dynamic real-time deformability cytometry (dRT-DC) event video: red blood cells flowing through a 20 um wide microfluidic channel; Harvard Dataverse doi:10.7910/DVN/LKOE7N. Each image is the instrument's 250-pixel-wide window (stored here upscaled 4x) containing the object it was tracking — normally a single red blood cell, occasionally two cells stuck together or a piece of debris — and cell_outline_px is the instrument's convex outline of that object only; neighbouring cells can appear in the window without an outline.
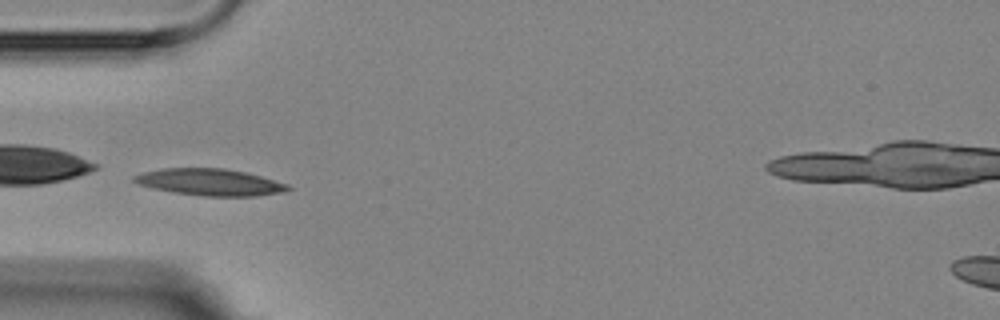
{"species": "Egyptian fruit bat (a non-hibernating species)", "species_latin": "Rousettus aegyptiacus", "temperature_condition": "room temperature", "stored_images_in_passage": 16, "camera_frame_rate_fps": 3000, "um_per_image_px": 0.085, "animal": {"sex": "female"}, "frame": {"image": 1, "passage_image": 6, "time_ms": 5.667, "image_size_px": [1000, 320], "cell_outline_px": [[292, 188], [288, 192], [256, 196], [204, 196], [172, 192], [152, 188], [136, 184], [132, 180], [132, 176], [144, 172], [164, 168], [224, 168], [244, 172], [260, 176], [288, 184]], "centroid_in_image_um": [17.85, 15.49], "position_along_channel_um": 67.2, "area_um2": 24.1}}
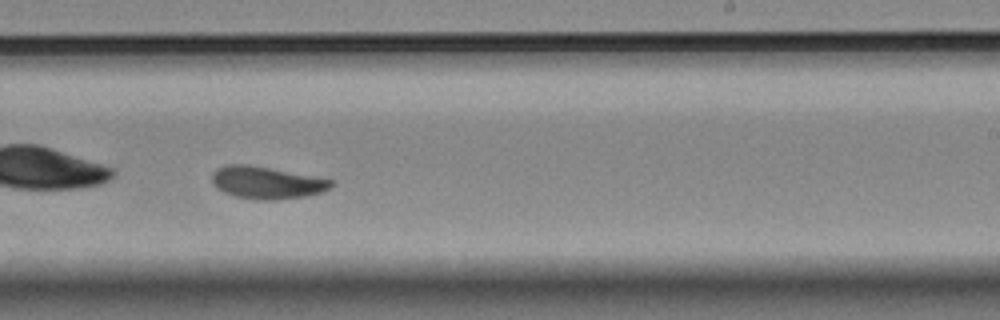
{"frame": {"image": 2, "passage_image": 11, "time_ms": 11.333, "image_size_px": [1000, 320], "cell_outline_px": [[336, 184], [332, 188], [308, 196], [276, 200], [256, 200], [236, 196], [224, 192], [216, 188], [212, 184], [212, 172], [216, 168], [224, 164], [248, 164], [332, 180]], "centroid_in_image_um": [22.63, 15.53], "position_along_channel_um": 266.4, "area_um2": 22.54}}
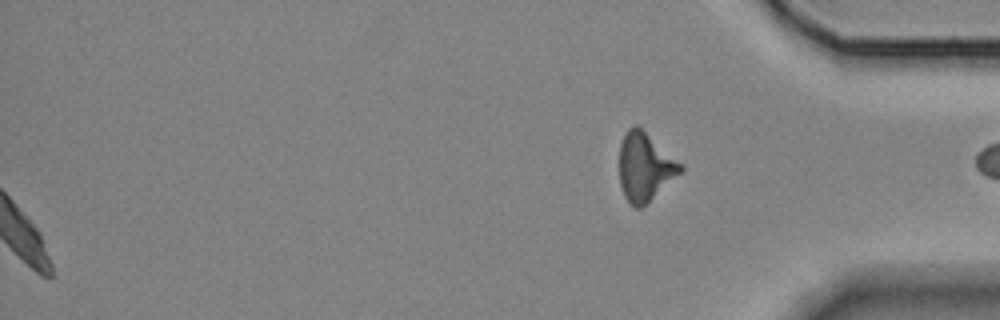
{"frame": {"image": 3, "passage_image": 16, "time_ms": 19.0, "image_size_px": [1000, 320], "cell_outline_px": [[684, 168], [680, 172], [640, 208], [636, 208], [624, 196], [620, 184], [620, 144], [624, 132], [628, 128], [636, 124], [684, 164]], "centroid_in_image_um": [54.8, 14.13], "position_along_channel_um": 380.4, "area_um2": 23.87}, "authors_computed_cell_mechanics": {"area_um2": 22.3686, "velocity_mm_per_s": 3.5092, "shape_relaxation_time_tau1_ms": 3.4531, "shape_relaxation_time_tau2_ms": 1.8944, "deformation_change_tau1": 0.1019, "deformation_change_tau2": 0.0617}}